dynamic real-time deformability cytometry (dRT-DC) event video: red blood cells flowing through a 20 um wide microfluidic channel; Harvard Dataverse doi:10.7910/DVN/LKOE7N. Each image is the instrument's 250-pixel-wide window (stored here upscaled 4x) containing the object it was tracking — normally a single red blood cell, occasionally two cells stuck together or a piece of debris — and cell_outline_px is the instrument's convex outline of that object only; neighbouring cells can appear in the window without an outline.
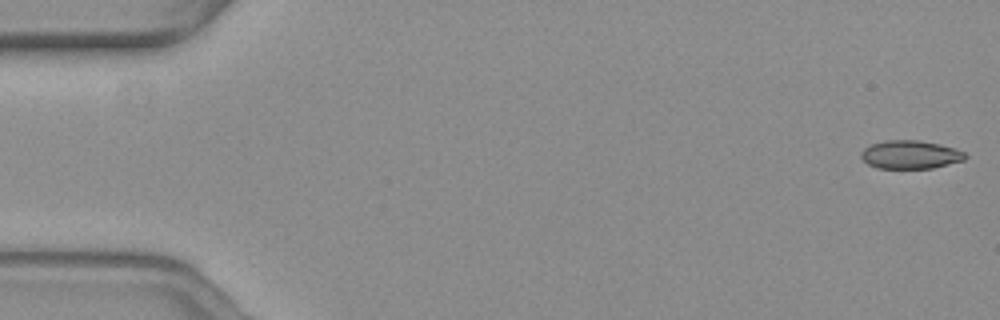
{"species": "common noctule bat (a hibernating species)", "species_latin": "Nyctalus noctula", "temperature_condition": "warm", "stored_images_in_passage": 21, "camera_frame_rate_fps": 3000, "um_per_image_px": 0.085, "animal": {"sex": "female", "body_mass_g": 19.3, "forearm_length_mm": 54.1}, "frame": {"image": 1, "passage_image": 1, "time_ms": 0.0, "image_size_px": [1000, 320], "cell_outline_px": [[968, 156], [964, 160], [932, 168], [876, 168], [868, 164], [860, 156], [860, 152], [864, 148], [872, 144], [888, 140], [916, 140], [940, 144], [956, 148], [964, 152]], "centroid_in_image_um": [77.38, 13.14], "position_along_channel_um": 7.6, "area_um2": 17.17}}
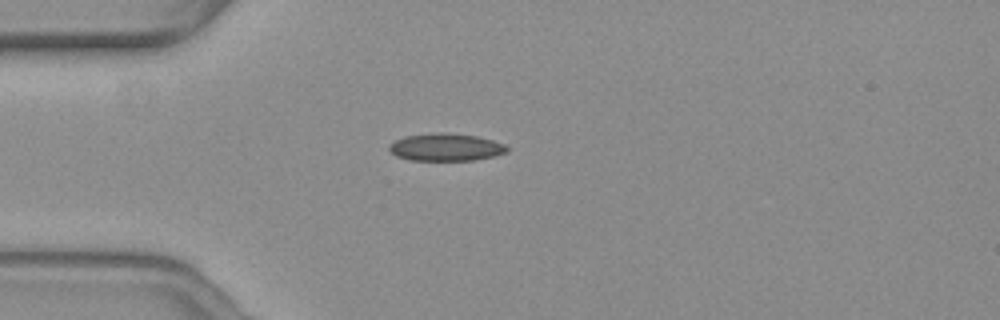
{"frame": {"image": 2, "passage_image": 15, "time_ms": 4.667, "image_size_px": [1000, 320], "cell_outline_px": [[508, 152], [492, 156], [472, 160], [412, 160], [396, 156], [388, 148], [388, 144], [404, 136], [432, 132], [444, 132], [476, 136], [492, 140], [504, 144], [508, 148]], "centroid_in_image_um": [37.86, 12.5], "position_along_channel_um": 47.1, "area_um2": 18.84}}